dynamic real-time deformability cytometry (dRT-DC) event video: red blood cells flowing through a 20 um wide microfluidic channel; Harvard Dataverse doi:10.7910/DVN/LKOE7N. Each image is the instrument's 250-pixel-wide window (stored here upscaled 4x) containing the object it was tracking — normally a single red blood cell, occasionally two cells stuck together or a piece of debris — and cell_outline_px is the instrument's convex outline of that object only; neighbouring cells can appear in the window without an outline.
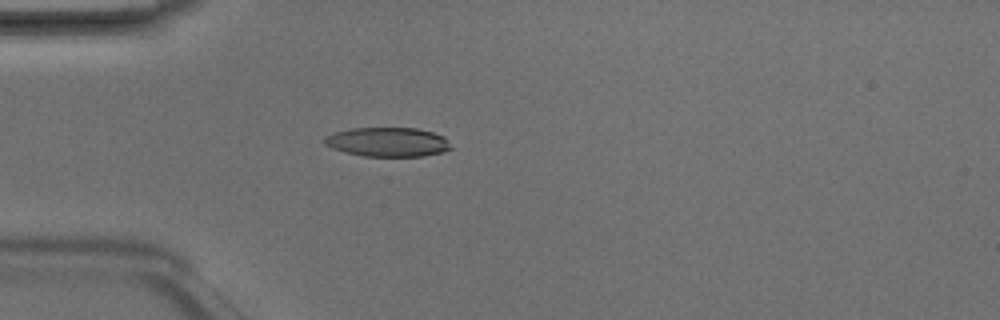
{"species": "Egyptian fruit bat (a non-hibernating species)", "species_latin": "Rousettus aegyptiacus", "temperature_condition": "room temperature", "stored_images_in_passage": 3, "camera_frame_rate_fps": 3000, "um_per_image_px": 0.085, "animal": {"sex": "male"}, "frame": {"image": 1, "passage_image": 3, "time_ms": 0.667, "image_size_px": [1000, 320], "cell_outline_px": [[452, 148], [444, 152], [424, 156], [364, 156], [344, 152], [332, 148], [324, 144], [324, 136], [336, 132], [352, 128], [416, 128], [432, 132], [444, 136]], "centroid_in_image_um": [32.96, 12.07], "position_along_channel_um": 52.0, "area_um2": 21.56}}